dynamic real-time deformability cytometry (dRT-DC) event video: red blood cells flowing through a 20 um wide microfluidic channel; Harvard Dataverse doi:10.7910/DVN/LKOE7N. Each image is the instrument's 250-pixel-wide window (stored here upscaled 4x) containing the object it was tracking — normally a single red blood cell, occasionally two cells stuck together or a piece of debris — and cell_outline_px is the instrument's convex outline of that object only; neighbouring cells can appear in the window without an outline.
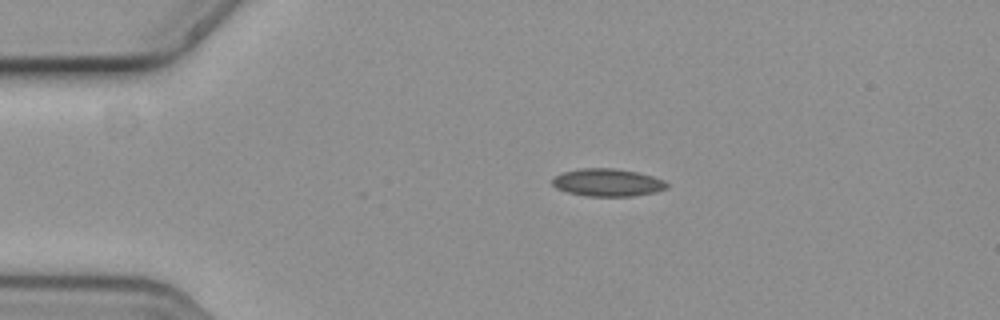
{"species": "common noctule bat (a hibernating species)", "species_latin": "Nyctalus noctula", "temperature_condition": "cold", "stored_images_in_passage": 5, "camera_frame_rate_fps": 3000, "um_per_image_px": 0.085, "animal": {"sex": "female", "body_mass_g": 19.3, "forearm_length_mm": 54.1}, "frame": {"image": 1, "passage_image": 3, "time_ms": 0.667, "image_size_px": [1000, 320], "cell_outline_px": [[668, 188], [652, 192], [632, 196], [588, 196], [568, 192], [556, 188], [552, 184], [552, 180], [556, 176], [564, 172], [580, 168], [616, 168], [636, 172], [652, 176], [664, 180], [668, 184]], "centroid_in_image_um": [51.64, 15.51], "position_along_channel_um": 33.4, "area_um2": 18.26}}
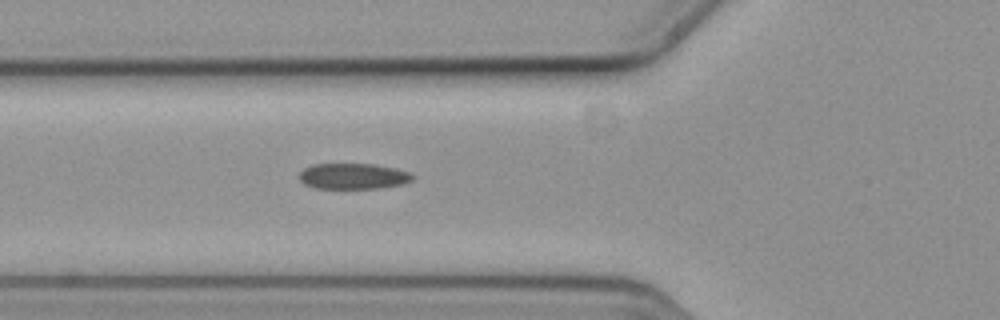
{"frame": {"image": 2, "passage_image": 5, "time_ms": 1.333, "image_size_px": [1000, 320], "cell_outline_px": [[416, 176], [412, 180], [404, 184], [380, 188], [316, 188], [304, 184], [300, 180], [300, 172], [304, 168], [312, 164], [376, 164], [396, 168], [408, 172]], "centroid_in_image_um": [30.05, 14.97], "position_along_channel_um": 95.7, "area_um2": 17.11}}